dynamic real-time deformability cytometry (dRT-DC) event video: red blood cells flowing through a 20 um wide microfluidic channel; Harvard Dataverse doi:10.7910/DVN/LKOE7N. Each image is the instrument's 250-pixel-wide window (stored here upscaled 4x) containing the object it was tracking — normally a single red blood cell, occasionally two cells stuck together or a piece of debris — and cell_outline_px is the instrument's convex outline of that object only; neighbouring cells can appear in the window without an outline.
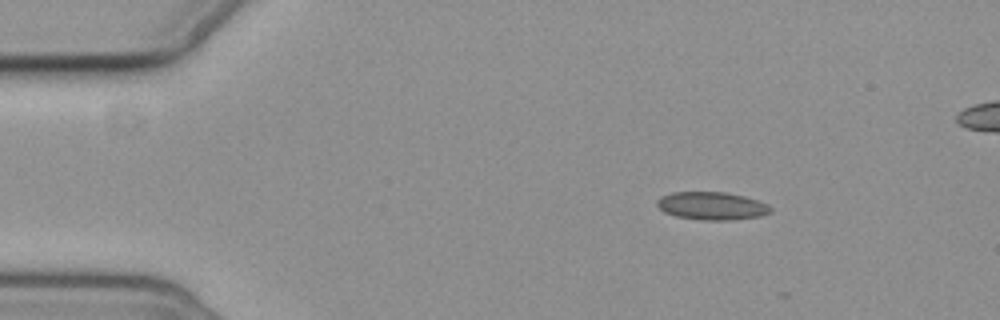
{"species": "common noctule bat (a hibernating species)", "species_latin": "Nyctalus noctula", "temperature_condition": "cold", "stored_images_in_passage": 5, "camera_frame_rate_fps": 3000, "um_per_image_px": 0.085, "animal": {"sex": "female", "body_mass_g": 19.3, "forearm_length_mm": 54.1}, "frame": {"image": 1, "passage_image": 1, "time_ms": 0.0, "image_size_px": [1000, 320], "cell_outline_px": [[772, 212], [760, 216], [732, 220], [700, 220], [676, 216], [664, 212], [656, 204], [656, 200], [660, 196], [672, 192], [724, 192], [744, 196], [768, 204], [772, 208]], "centroid_in_image_um": [60.49, 17.5], "position_along_channel_um": 24.5, "area_um2": 18.55}}